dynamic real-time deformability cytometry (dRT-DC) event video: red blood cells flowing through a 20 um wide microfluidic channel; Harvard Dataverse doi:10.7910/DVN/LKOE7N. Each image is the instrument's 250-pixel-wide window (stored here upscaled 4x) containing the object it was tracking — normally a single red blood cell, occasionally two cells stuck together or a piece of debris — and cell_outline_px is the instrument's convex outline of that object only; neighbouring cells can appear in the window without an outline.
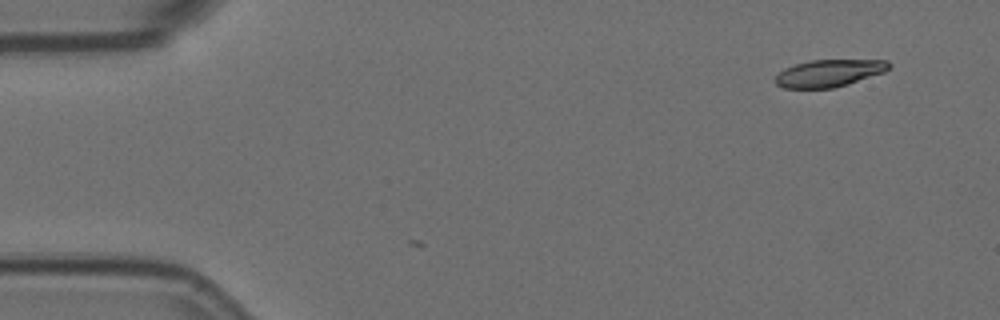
{"species": "Egyptian fruit bat (a non-hibernating species)", "species_latin": "Rousettus aegyptiacus", "temperature_condition": "room temperature", "stored_images_in_passage": 5, "camera_frame_rate_fps": 3000, "um_per_image_px": 0.085, "animal": {"sex": "female"}, "frame": {"image": 1, "passage_image": 5, "time_ms": 1.333, "image_size_px": [1000, 320], "cell_outline_px": [[892, 64], [884, 72], [848, 84], [832, 88], [784, 88], [776, 84], [776, 76], [784, 68], [796, 64], [812, 60], [888, 60]], "centroid_in_image_um": [70.48, 6.21], "position_along_channel_um": 14.5, "area_um2": 17.86}}